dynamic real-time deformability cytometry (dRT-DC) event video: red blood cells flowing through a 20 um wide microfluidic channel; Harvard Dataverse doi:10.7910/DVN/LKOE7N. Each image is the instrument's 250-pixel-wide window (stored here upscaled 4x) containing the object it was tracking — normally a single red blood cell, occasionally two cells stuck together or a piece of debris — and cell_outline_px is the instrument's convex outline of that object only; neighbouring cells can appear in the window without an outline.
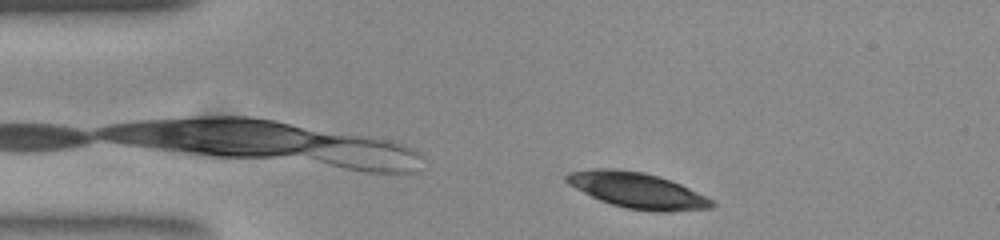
{"species": "common noctule bat (a hibernating species)", "species_latin": "Nyctalus noctula", "temperature_condition": "room temperature", "stored_images_in_passage": 36, "camera_frame_rate_fps": 3000, "um_per_image_px": 0.085, "animal": {"sex": "female", "body_mass_g": 23.0, "forearm_length_mm": 53.4}, "frame": {"image": 1, "passage_image": 1, "time_ms": 0.0, "image_size_px": [1000, 240], "cell_outline_px": [[712, 204], [700, 208], [628, 208], [612, 204], [592, 196], [572, 184], [568, 180], [568, 176], [576, 172], [640, 172], [656, 176], [668, 180], [708, 200]], "centroid_in_image_um": [54.1, 16.18], "position_along_channel_um": 30.9, "area_um2": 25.61}}